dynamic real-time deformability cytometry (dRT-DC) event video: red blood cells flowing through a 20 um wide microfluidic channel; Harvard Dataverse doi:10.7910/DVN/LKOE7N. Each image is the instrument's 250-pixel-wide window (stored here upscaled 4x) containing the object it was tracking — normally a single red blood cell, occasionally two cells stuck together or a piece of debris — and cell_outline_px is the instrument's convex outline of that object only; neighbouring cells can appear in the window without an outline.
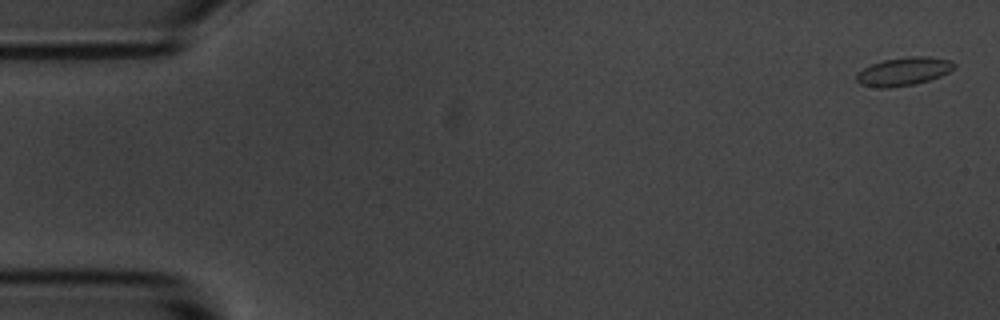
{"species": "common noctule bat (a hibernating species)", "species_latin": "Nyctalus noctula", "temperature_condition": "room temperature", "stored_images_in_passage": 5, "camera_frame_rate_fps": 3000, "um_per_image_px": 0.085, "animal": {"sex": "male", "body_mass_g": 20.1, "forearm_length_mm": 53.5}, "frame": {"image": 1, "passage_image": 1, "time_ms": 0.0, "image_size_px": [1000, 320], "cell_outline_px": [[956, 68], [940, 76], [916, 84], [892, 88], [880, 88], [860, 84], [856, 80], [856, 72], [872, 64], [884, 60], [908, 56], [928, 56], [952, 60], [956, 64]], "centroid_in_image_um": [76.83, 6.07], "position_along_channel_um": 8.2, "area_um2": 16.3}}
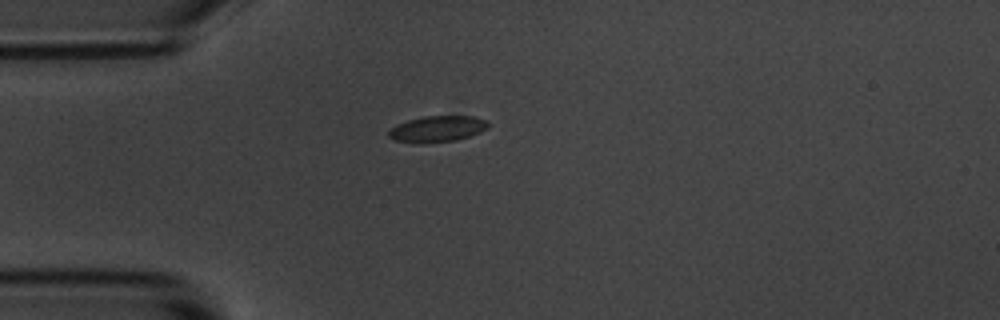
{"frame": {"image": 2, "passage_image": 4, "time_ms": 4.333, "image_size_px": [1000, 320], "cell_outline_px": [[488, 128], [480, 132], [456, 140], [396, 140], [388, 136], [388, 132], [396, 124], [408, 120], [424, 116], [472, 116], [484, 120], [488, 124]], "centroid_in_image_um": [37.21, 10.9], "position_along_channel_um": 47.8, "area_um2": 14.16}}